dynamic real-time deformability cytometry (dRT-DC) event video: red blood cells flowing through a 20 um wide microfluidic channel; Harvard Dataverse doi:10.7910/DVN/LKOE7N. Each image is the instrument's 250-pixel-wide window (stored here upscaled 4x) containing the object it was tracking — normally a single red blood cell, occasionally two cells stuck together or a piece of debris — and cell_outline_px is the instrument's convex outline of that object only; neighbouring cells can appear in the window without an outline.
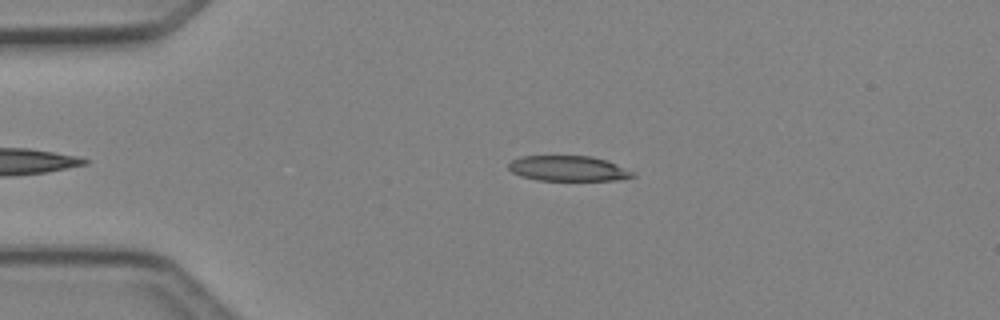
{"species": "Egyptian fruit bat (a non-hibernating species)", "species_latin": "Rousettus aegyptiacus", "temperature_condition": "cold", "stored_images_in_passage": 35, "camera_frame_rate_fps": 3000, "um_per_image_px": 0.085, "animal": {"sex": "female"}, "frame": {"image": 1, "passage_image": 3, "time_ms": 0.667, "image_size_px": [1000, 320], "cell_outline_px": [[636, 176], [616, 180], [536, 180], [520, 176], [512, 172], [508, 168], [508, 164], [512, 160], [520, 156], [588, 156], [608, 160], [636, 172]], "centroid_in_image_um": [48.32, 14.32], "position_along_channel_um": 36.7, "area_um2": 18.44}}
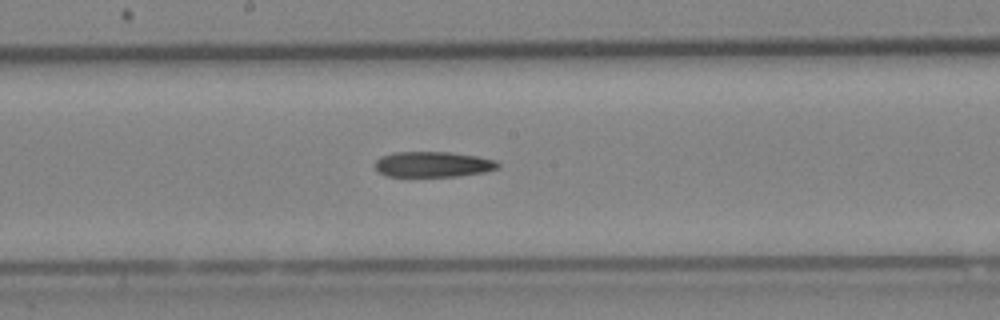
{"frame": {"image": 2, "passage_image": 18, "time_ms": 5.667, "image_size_px": [1000, 320], "cell_outline_px": [[500, 164], [496, 168], [484, 172], [456, 176], [388, 176], [376, 172], [372, 164], [380, 156], [392, 152], [448, 152], [476, 156], [496, 160]], "centroid_in_image_um": [36.71, 13.96], "position_along_channel_um": 211.5, "area_um2": 18.38}}
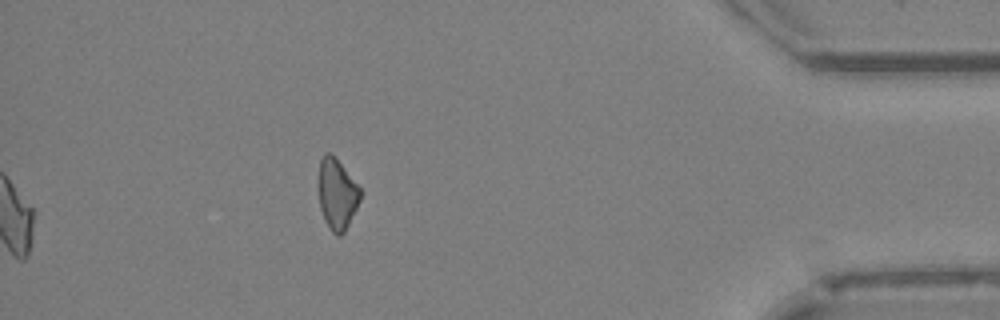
{"frame": {"image": 3, "passage_image": 35, "time_ms": 11.333, "image_size_px": [1000, 320], "cell_outline_px": [[360, 200], [344, 232], [340, 236], [336, 236], [332, 232], [324, 220], [320, 208], [320, 156], [324, 152], [332, 152], [360, 188]], "centroid_in_image_um": [28.64, 16.48], "position_along_channel_um": 406.6, "area_um2": 16.94}}